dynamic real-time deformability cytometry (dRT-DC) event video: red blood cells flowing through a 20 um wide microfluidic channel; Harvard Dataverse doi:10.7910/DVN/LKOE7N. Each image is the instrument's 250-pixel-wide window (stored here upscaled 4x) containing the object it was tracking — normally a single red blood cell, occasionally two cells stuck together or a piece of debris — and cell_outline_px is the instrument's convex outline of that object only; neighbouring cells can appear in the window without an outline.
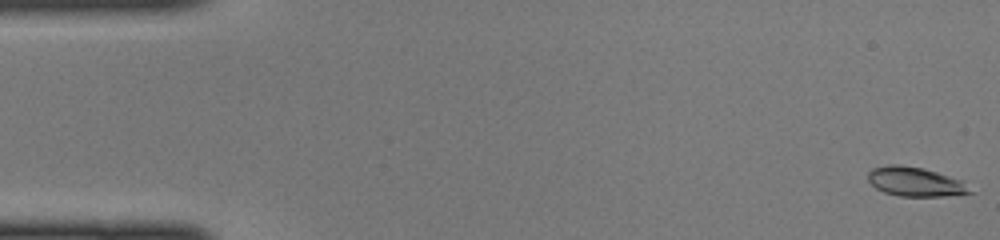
{"species": "common noctule bat (a hibernating species)", "species_latin": "Nyctalus noctula", "temperature_condition": "cold", "stored_images_in_passage": 48, "camera_frame_rate_fps": 3000, "um_per_image_px": 0.085, "animal": {"sex": "female", "body_mass_g": 22.0, "forearm_length_mm": 56.7}, "frame": {"image": 1, "passage_image": 1, "time_ms": 0.0, "image_size_px": [1000, 240], "cell_outline_px": [[976, 192], [944, 196], [900, 196], [884, 192], [876, 188], [868, 180], [868, 172], [872, 168], [888, 164], [900, 164], [924, 168], [964, 180]], "centroid_in_image_um": [77.85, 15.44], "position_along_channel_um": 7.2, "area_um2": 17.69}}
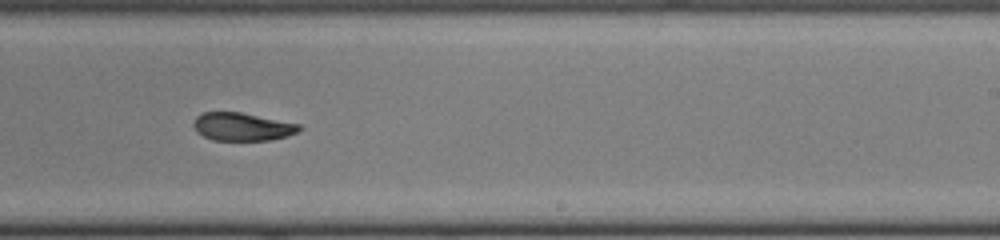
{"frame": {"image": 2, "passage_image": 29, "time_ms": 9.333, "image_size_px": [1000, 240], "cell_outline_px": [[304, 128], [288, 136], [272, 140], [212, 140], [196, 132], [192, 124], [196, 116], [204, 112], [240, 112], [300, 124]], "centroid_in_image_um": [20.59, 10.77], "position_along_channel_um": 268.4, "area_um2": 17.34}}
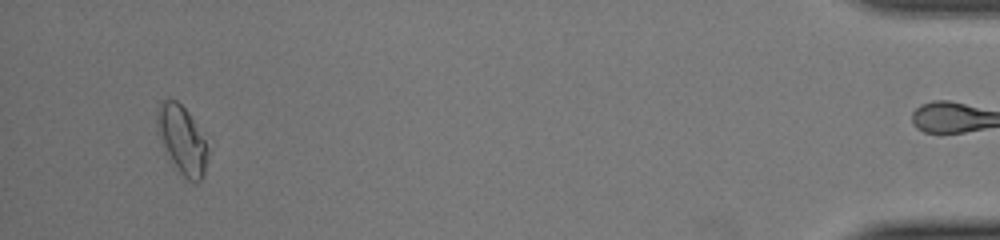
{"frame": {"image": 3, "passage_image": 45, "time_ms": 14.667, "image_size_px": [1000, 240], "cell_outline_px": [[208, 156], [204, 172], [200, 180], [196, 184], [188, 180], [180, 172], [172, 160], [164, 144], [156, 124], [156, 112], [160, 100], [176, 100], [188, 112], [204, 140], [208, 148]], "centroid_in_image_um": [15.48, 11.87], "position_along_channel_um": 419.7, "area_um2": 19.36}}